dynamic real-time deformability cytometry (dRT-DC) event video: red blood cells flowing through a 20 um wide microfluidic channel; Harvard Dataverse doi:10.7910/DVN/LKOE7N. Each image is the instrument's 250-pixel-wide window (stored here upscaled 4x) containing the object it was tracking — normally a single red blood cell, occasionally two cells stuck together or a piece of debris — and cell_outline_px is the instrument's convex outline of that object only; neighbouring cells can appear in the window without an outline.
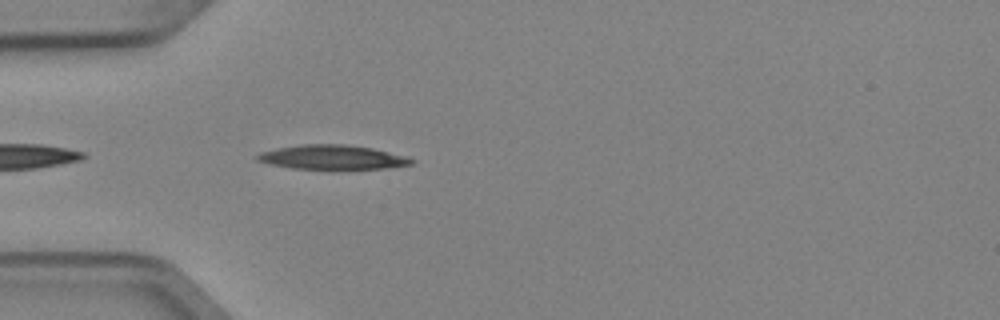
{"species": "Egyptian fruit bat (a non-hibernating species)", "species_latin": "Rousettus aegyptiacus", "temperature_condition": "cold", "stored_images_in_passage": 1, "camera_frame_rate_fps": 3000, "um_per_image_px": 0.085, "animal": {"sex": "female"}, "frame": {"image": 1, "passage_image": 1, "time_ms": 0.0, "image_size_px": [1000, 320], "cell_outline_px": [[416, 160], [412, 164], [388, 168], [328, 172], [292, 168], [268, 164], [256, 160], [256, 156], [260, 152], [280, 148], [304, 144], [344, 144], [372, 148], [408, 156]], "centroid_in_image_um": [28.3, 13.42], "position_along_channel_um": 56.7, "area_um2": 22.95}}